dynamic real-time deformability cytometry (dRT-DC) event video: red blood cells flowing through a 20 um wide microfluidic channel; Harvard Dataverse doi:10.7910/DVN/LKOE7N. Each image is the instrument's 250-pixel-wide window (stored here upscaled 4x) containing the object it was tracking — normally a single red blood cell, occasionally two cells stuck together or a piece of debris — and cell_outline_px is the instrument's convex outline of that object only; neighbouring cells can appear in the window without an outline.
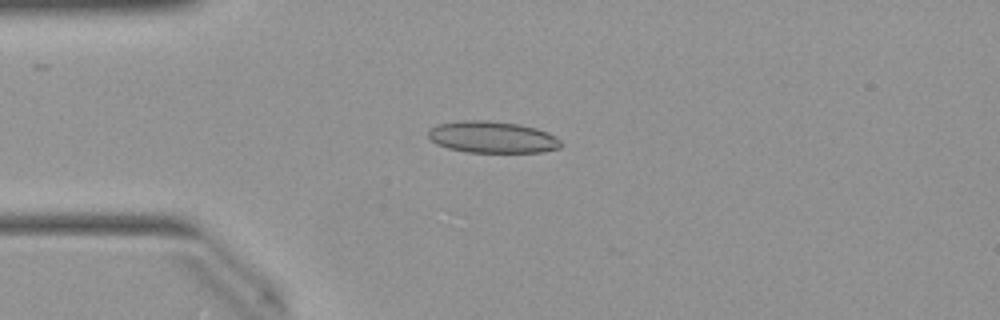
{"species": "Egyptian fruit bat (a non-hibernating species)", "species_latin": "Rousettus aegyptiacus", "temperature_condition": "warm", "stored_images_in_passage": 5, "camera_frame_rate_fps": 3000, "um_per_image_px": 0.085, "animal": {"sex": "female"}, "frame": {"image": 1, "passage_image": 3, "time_ms": 0.667, "image_size_px": [1000, 320], "cell_outline_px": [[560, 148], [540, 152], [464, 152], [448, 148], [436, 144], [428, 136], [428, 132], [436, 124], [468, 120], [488, 120], [520, 124], [536, 128], [548, 132], [556, 136], [560, 140]], "centroid_in_image_um": [41.85, 11.65], "position_along_channel_um": 43.1, "area_um2": 24.51}}